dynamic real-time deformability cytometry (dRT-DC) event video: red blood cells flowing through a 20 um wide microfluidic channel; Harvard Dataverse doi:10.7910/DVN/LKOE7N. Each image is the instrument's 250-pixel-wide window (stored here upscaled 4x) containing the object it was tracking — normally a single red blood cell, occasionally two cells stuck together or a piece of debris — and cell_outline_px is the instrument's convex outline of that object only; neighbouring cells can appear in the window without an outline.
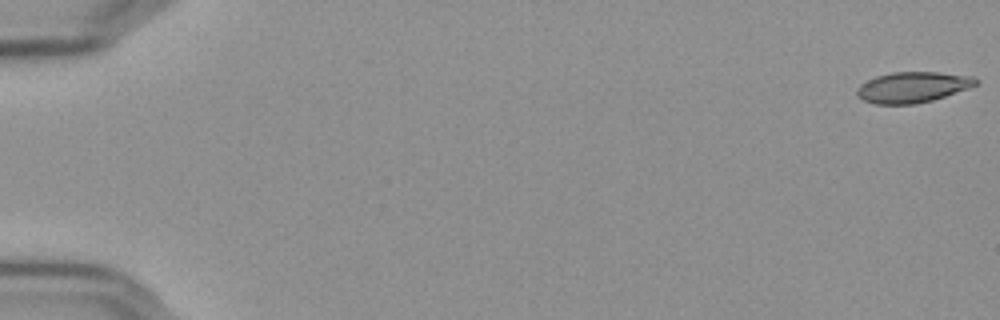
{"species": "Egyptian fruit bat (a non-hibernating species)", "species_latin": "Rousettus aegyptiacus", "temperature_condition": "cold", "stored_images_in_passage": 57, "camera_frame_rate_fps": 3000, "um_per_image_px": 0.085, "frame": {"image": 1, "passage_image": 1, "time_ms": 0.0, "image_size_px": [1000, 320], "cell_outline_px": [[980, 80], [976, 84], [968, 88], [932, 100], [912, 104], [872, 104], [856, 96], [856, 88], [860, 84], [876, 76], [892, 72], [936, 72], [972, 76]], "centroid_in_image_um": [77.53, 7.41], "position_along_channel_um": 7.5, "area_um2": 21.21}}
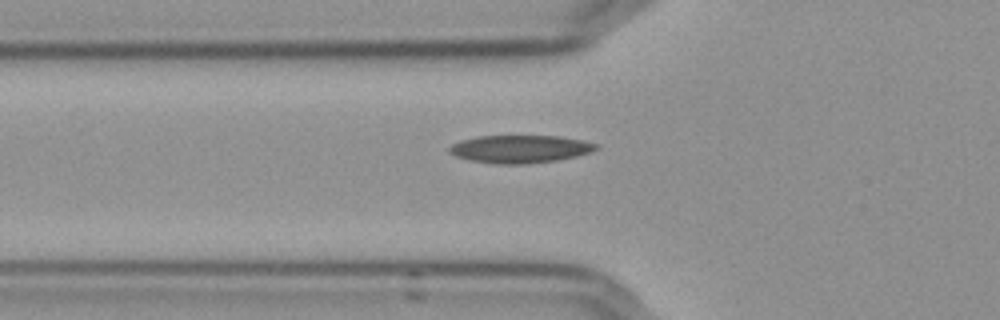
{"frame": {"image": 2, "passage_image": 21, "time_ms": 6.667, "image_size_px": [1000, 320], "cell_outline_px": [[600, 148], [576, 156], [556, 160], [524, 164], [496, 164], [468, 160], [456, 156], [448, 152], [448, 148], [452, 144], [460, 140], [476, 136], [560, 136], [584, 140], [600, 144]], "centroid_in_image_um": [44.2, 12.66], "position_along_channel_um": 81.6, "area_um2": 23.93}}
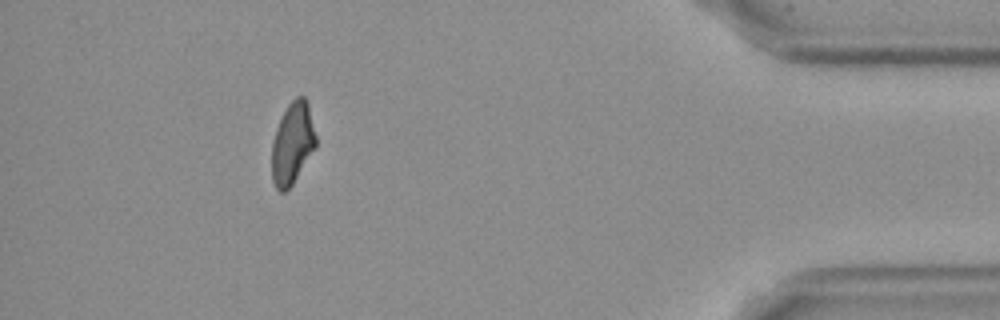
{"frame": {"image": 3, "passage_image": 52, "time_ms": 17.0, "image_size_px": [1000, 320], "cell_outline_px": [[316, 148], [292, 184], [284, 192], [280, 192], [276, 188], [272, 180], [272, 140], [276, 128], [288, 104], [296, 96], [304, 96], [308, 104], [316, 136]], "centroid_in_image_um": [24.86, 12.19], "position_along_channel_um": 410.3, "area_um2": 20.92}, "authors_computed_cell_mechanics": {"area_um2": 22.1374, "velocity_mm_per_s": 3.643, "shape_relaxation_time_tau1_ms": null, "shape_relaxation_time_tau2_ms": 9.3334, "deformation_change_tau1": null, "deformation_change_tau2": 0.1355}}